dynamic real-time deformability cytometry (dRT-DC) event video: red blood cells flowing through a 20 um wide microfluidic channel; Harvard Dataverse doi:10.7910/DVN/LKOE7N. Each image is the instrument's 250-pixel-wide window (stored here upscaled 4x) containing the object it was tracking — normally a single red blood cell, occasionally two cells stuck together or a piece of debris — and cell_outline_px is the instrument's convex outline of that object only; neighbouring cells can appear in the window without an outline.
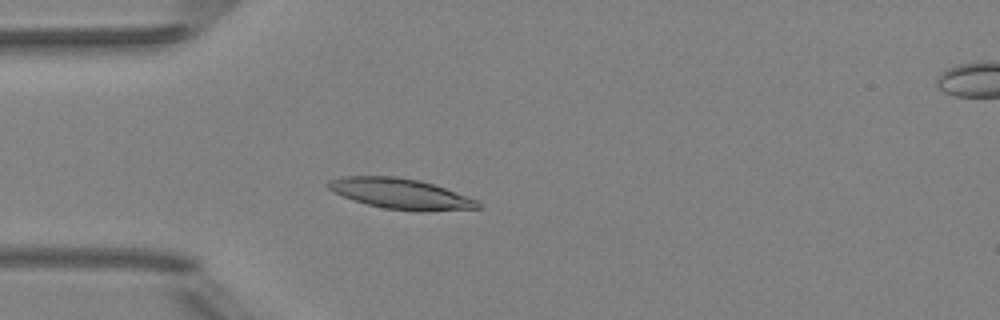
{"species": "Egyptian fruit bat (a non-hibernating species)", "species_latin": "Rousettus aegyptiacus", "temperature_condition": "room temperature", "stored_images_in_passage": 51, "camera_frame_rate_fps": 3000, "um_per_image_px": 0.085, "animal": {"sex": "female"}, "frame": {"image": 1, "passage_image": 14, "time_ms": 4.333, "image_size_px": [1000, 320], "cell_outline_px": [[480, 208], [432, 212], [420, 212], [384, 208], [368, 204], [332, 192], [328, 188], [328, 180], [344, 176], [396, 176], [420, 180], [480, 200]], "centroid_in_image_um": [34.11, 16.48], "position_along_channel_um": 50.9, "area_um2": 26.7}}
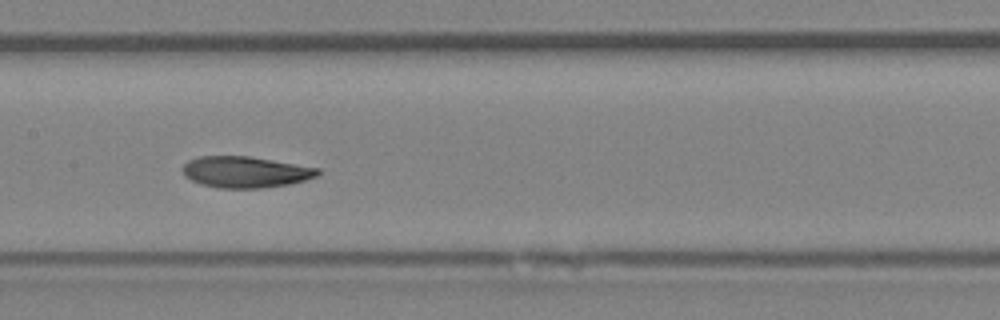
{"frame": {"image": 2, "passage_image": 25, "time_ms": 8.0, "image_size_px": [1000, 320], "cell_outline_px": [[320, 176], [288, 184], [260, 188], [220, 188], [200, 184], [184, 176], [184, 164], [188, 160], [200, 156], [248, 156], [320, 168]], "centroid_in_image_um": [20.87, 14.62], "position_along_channel_um": 186.5, "area_um2": 24.51}}
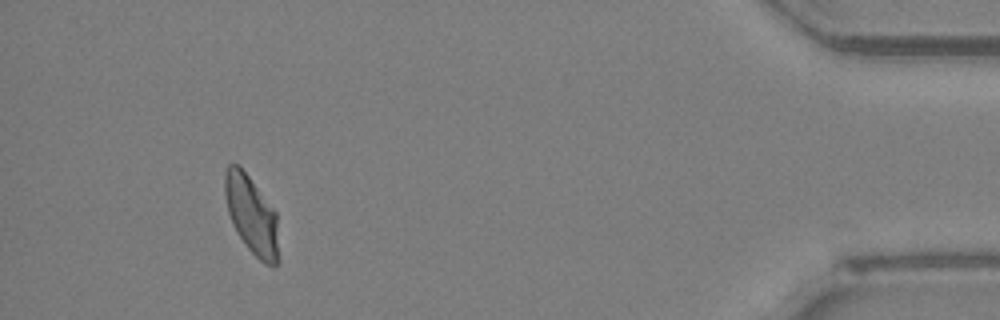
{"frame": {"image": 3, "passage_image": 47, "time_ms": 15.333, "image_size_px": [1000, 320], "cell_outline_px": [[280, 260], [276, 264], [264, 264], [248, 248], [232, 224], [228, 212], [224, 196], [224, 172], [228, 164], [240, 164], [276, 212]], "centroid_in_image_um": [21.38, 18.25], "position_along_channel_um": 413.8, "area_um2": 24.74}, "authors_computed_cell_mechanics": {"area_um2": 24.854, "velocity_mm_per_s": 4.0061, "shape_relaxation_time_tau1_ms": 7.2005, "shape_relaxation_time_tau2_ms": 1.6017, "deformation_change_tau1": 0.1893, "deformation_change_tau2": 0.0629}}